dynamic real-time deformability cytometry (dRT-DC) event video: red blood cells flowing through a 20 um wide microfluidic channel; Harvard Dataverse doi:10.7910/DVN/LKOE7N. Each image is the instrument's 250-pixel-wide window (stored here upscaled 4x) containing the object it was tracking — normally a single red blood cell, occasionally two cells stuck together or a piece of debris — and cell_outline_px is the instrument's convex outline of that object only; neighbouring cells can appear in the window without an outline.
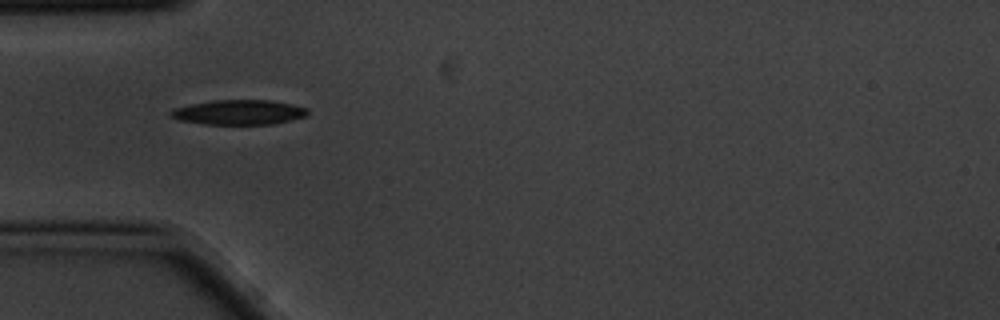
{"species": "common noctule bat (a hibernating species)", "species_latin": "Nyctalus noctula", "temperature_condition": "cold", "stored_images_in_passage": 2, "camera_frame_rate_fps": 3000, "um_per_image_px": 0.085, "animal": {"sex": "male", "body_mass_g": 20.1, "forearm_length_mm": 53.5}, "frame": {"image": 1, "passage_image": 1, "time_ms": 0.0, "image_size_px": [1000, 320], "cell_outline_px": [[308, 116], [272, 124], [204, 124], [180, 120], [168, 116], [168, 112], [172, 108], [212, 100], [272, 100], [308, 108]], "centroid_in_image_um": [20.28, 9.54], "position_along_channel_um": 64.7, "area_um2": 19.88}}